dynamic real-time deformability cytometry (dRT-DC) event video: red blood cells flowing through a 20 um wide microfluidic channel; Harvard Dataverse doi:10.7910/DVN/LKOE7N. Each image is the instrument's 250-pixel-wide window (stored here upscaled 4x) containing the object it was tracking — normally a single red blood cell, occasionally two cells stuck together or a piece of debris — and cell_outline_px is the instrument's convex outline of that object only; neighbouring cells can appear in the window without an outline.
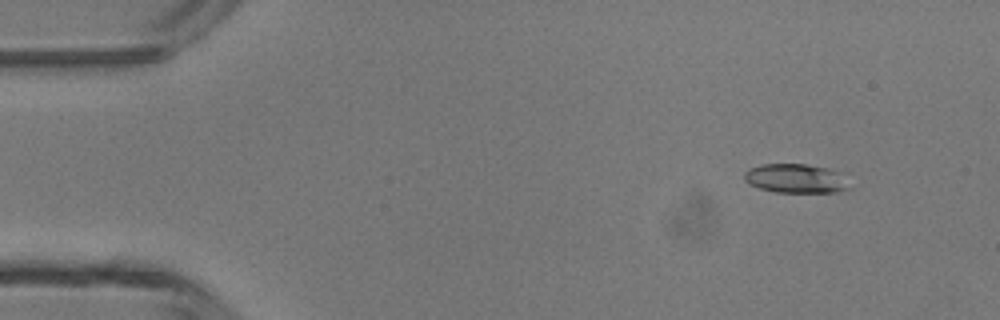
{"species": "common noctule bat (a hibernating species)", "species_latin": "Nyctalus noctula", "temperature_condition": "room temperature", "stored_images_in_passage": 47, "camera_frame_rate_fps": 3000, "um_per_image_px": 0.085, "animal": {"sex": "male", "body_mass_g": 13.3}, "frame": {"image": 1, "passage_image": 5, "time_ms": 1.333, "image_size_px": [1000, 320], "cell_outline_px": [[852, 188], [840, 192], [776, 192], [760, 188], [744, 180], [744, 172], [748, 168], [760, 164], [804, 164], [828, 168], [848, 172]], "centroid_in_image_um": [67.79, 15.16], "position_along_channel_um": 17.2, "area_um2": 18.5}}
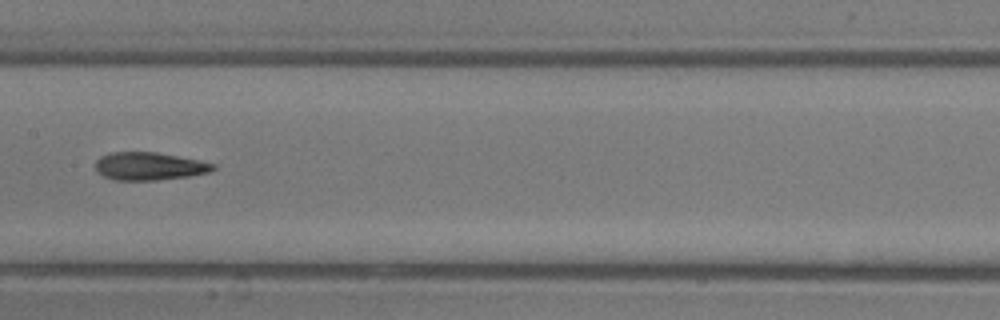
{"frame": {"image": 2, "passage_image": 24, "time_ms": 7.667, "image_size_px": [1000, 320], "cell_outline_px": [[216, 168], [208, 172], [188, 176], [156, 180], [116, 180], [104, 176], [96, 168], [96, 160], [100, 156], [108, 152], [156, 152], [200, 160], [216, 164]], "centroid_in_image_um": [12.69, 14.11], "position_along_channel_um": 194.7, "area_um2": 19.02}}
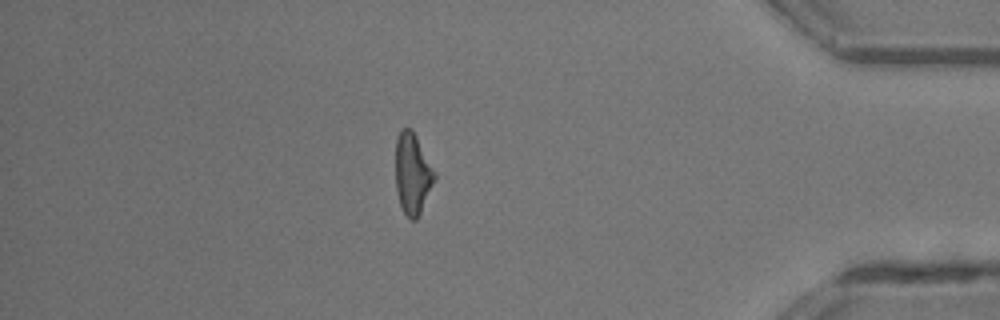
{"frame": {"image": 3, "passage_image": 41, "time_ms": 13.333, "image_size_px": [1000, 320], "cell_outline_px": [[436, 176], [420, 212], [416, 220], [408, 220], [400, 204], [396, 188], [396, 140], [400, 132], [404, 128], [412, 128], [436, 172]], "centroid_in_image_um": [35.06, 14.75], "position_along_channel_um": 400.1, "area_um2": 18.21}, "authors_computed_cell_mechanics": {"area_um2": 18.6694, "velocity_mm_per_s": 4.3473, "shape_relaxation_time_tau1_ms": 4.5599, "shape_relaxation_time_tau2_ms": 2.5653, "deformation_change_tau1": 0.159, "deformation_change_tau2": 0.1294}}